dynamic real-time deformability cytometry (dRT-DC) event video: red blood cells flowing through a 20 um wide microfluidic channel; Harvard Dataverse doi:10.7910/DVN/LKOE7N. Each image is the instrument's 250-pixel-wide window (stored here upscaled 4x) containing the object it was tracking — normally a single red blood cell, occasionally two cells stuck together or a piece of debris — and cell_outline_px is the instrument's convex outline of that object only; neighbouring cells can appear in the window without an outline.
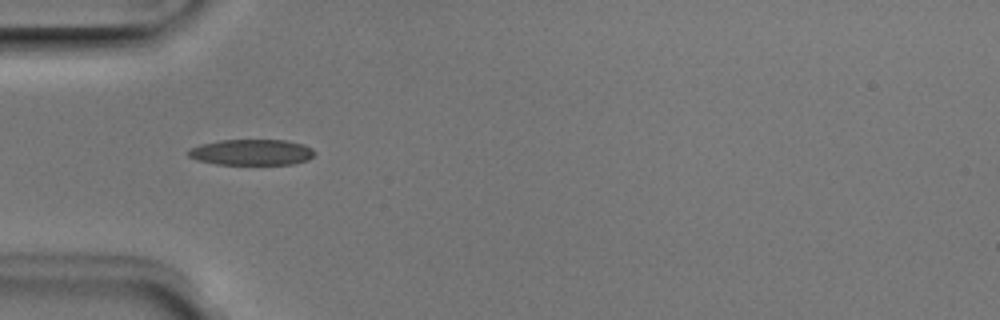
{"species": "Egyptian fruit bat (a non-hibernating species)", "species_latin": "Rousettus aegyptiacus", "temperature_condition": "room temperature", "stored_images_in_passage": 7, "camera_frame_rate_fps": 3000, "um_per_image_px": 0.085, "animal": {"sex": "male"}, "frame": {"image": 1, "passage_image": 5, "time_ms": 1.333, "image_size_px": [1000, 320], "cell_outline_px": [[316, 152], [308, 160], [292, 164], [216, 164], [196, 160], [188, 156], [188, 148], [200, 144], [220, 140], [288, 140], [304, 144], [312, 148]], "centroid_in_image_um": [21.38, 12.93], "position_along_channel_um": 63.6, "area_um2": 19.19}}
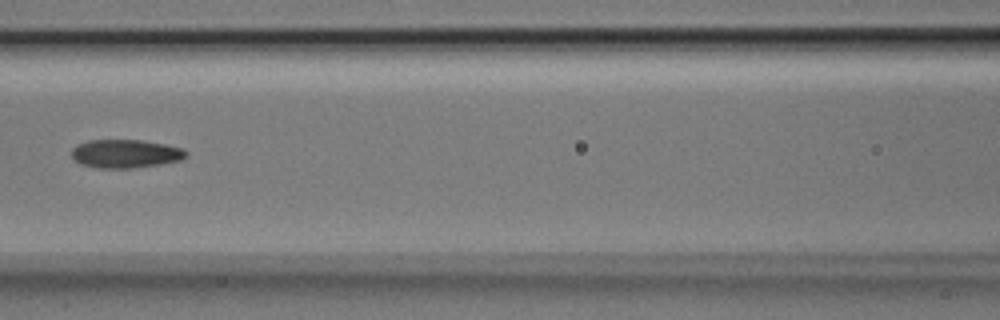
{"frame": {"image": 2, "passage_image": 7, "time_ms": 2.0, "image_size_px": [1000, 320], "cell_outline_px": [[188, 156], [184, 160], [160, 164], [132, 168], [100, 168], [80, 164], [72, 156], [72, 148], [76, 144], [88, 140], [140, 140], [164, 144], [184, 148], [188, 152]], "centroid_in_image_um": [10.7, 13.06], "position_along_channel_um": 155.9, "area_um2": 19.13}}